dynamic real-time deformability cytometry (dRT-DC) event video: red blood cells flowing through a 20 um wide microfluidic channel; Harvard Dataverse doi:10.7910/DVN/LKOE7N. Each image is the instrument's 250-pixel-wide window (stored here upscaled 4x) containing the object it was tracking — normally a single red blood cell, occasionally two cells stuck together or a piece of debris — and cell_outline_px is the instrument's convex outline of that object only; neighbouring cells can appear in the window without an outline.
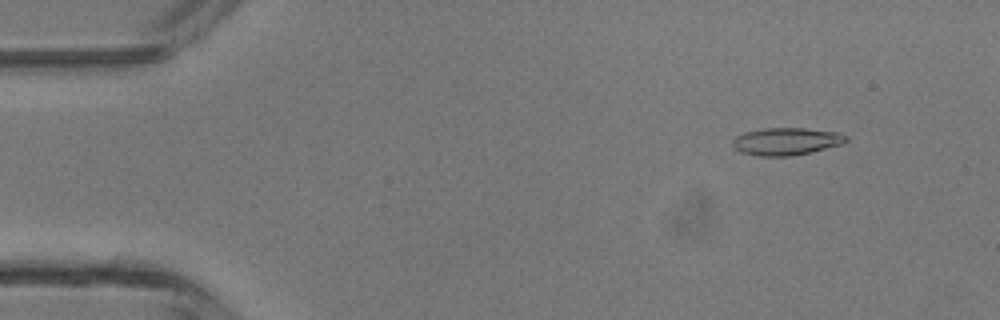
{"species": "common noctule bat (a hibernating species)", "species_latin": "Nyctalus noctula", "temperature_condition": "room temperature", "stored_images_in_passage": 4, "camera_frame_rate_fps": 3000, "um_per_image_px": 0.085, "animal": {"sex": "male", "body_mass_g": 13.3}, "frame": {"image": 1, "passage_image": 2, "time_ms": 1.0, "image_size_px": [1000, 320], "cell_outline_px": [[848, 140], [844, 144], [812, 152], [792, 156], [760, 156], [740, 152], [732, 144], [732, 140], [736, 136], [744, 132], [764, 128], [804, 128], [840, 132], [848, 136]], "centroid_in_image_um": [66.88, 12.01], "position_along_channel_um": 18.1, "area_um2": 18.38}}